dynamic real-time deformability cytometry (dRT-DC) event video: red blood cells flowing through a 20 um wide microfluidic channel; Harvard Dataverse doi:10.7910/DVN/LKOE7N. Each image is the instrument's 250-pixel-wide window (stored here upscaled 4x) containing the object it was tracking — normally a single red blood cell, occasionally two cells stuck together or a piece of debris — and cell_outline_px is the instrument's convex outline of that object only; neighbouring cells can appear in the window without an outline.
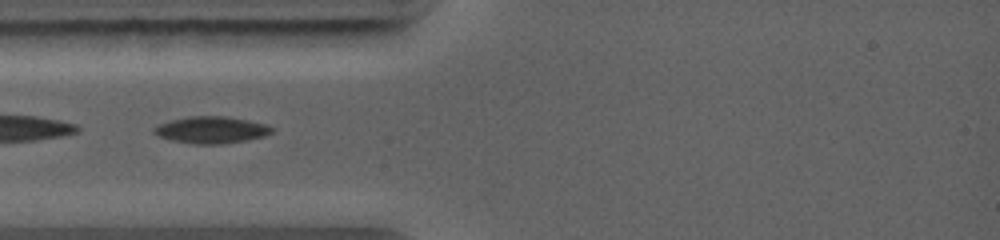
{"species": "common noctule bat (a hibernating species)", "species_latin": "Nyctalus noctula", "temperature_condition": "warm", "stored_images_in_passage": 5, "camera_frame_rate_fps": 5000, "um_per_image_px": 0.085, "animal": {"sex": "female", "body_mass_g": 19.0, "forearm_length_mm": 56.7}, "frame": {"image": 1, "passage_image": 1, "time_ms": 0.0, "image_size_px": [1000, 240], "cell_outline_px": [[276, 128], [272, 132], [264, 136], [244, 140], [220, 144], [196, 144], [172, 140], [156, 136], [152, 132], [152, 128], [160, 124], [172, 120], [188, 116], [224, 116], [248, 120], [268, 124]], "centroid_in_image_um": [17.96, 11.03], "position_along_channel_um": 67.0, "area_um2": 18.44}}